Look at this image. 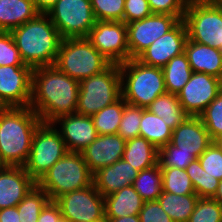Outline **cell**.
<instances>
[{"label":"cell","instance_id":"cell-23","mask_svg":"<svg viewBox=\"0 0 222 222\" xmlns=\"http://www.w3.org/2000/svg\"><path fill=\"white\" fill-rule=\"evenodd\" d=\"M105 218L139 215L144 201L132 185L104 197Z\"/></svg>","mask_w":222,"mask_h":222},{"label":"cell","instance_id":"cell-22","mask_svg":"<svg viewBox=\"0 0 222 222\" xmlns=\"http://www.w3.org/2000/svg\"><path fill=\"white\" fill-rule=\"evenodd\" d=\"M184 53L193 72L206 73L222 80V52L219 49L188 39Z\"/></svg>","mask_w":222,"mask_h":222},{"label":"cell","instance_id":"cell-42","mask_svg":"<svg viewBox=\"0 0 222 222\" xmlns=\"http://www.w3.org/2000/svg\"><path fill=\"white\" fill-rule=\"evenodd\" d=\"M153 14H167L176 16L179 20L184 18L189 0H147Z\"/></svg>","mask_w":222,"mask_h":222},{"label":"cell","instance_id":"cell-43","mask_svg":"<svg viewBox=\"0 0 222 222\" xmlns=\"http://www.w3.org/2000/svg\"><path fill=\"white\" fill-rule=\"evenodd\" d=\"M139 217L140 222H173L158 200L144 202Z\"/></svg>","mask_w":222,"mask_h":222},{"label":"cell","instance_id":"cell-3","mask_svg":"<svg viewBox=\"0 0 222 222\" xmlns=\"http://www.w3.org/2000/svg\"><path fill=\"white\" fill-rule=\"evenodd\" d=\"M46 16L39 13L10 32L22 61L32 68L54 65L63 39Z\"/></svg>","mask_w":222,"mask_h":222},{"label":"cell","instance_id":"cell-10","mask_svg":"<svg viewBox=\"0 0 222 222\" xmlns=\"http://www.w3.org/2000/svg\"><path fill=\"white\" fill-rule=\"evenodd\" d=\"M48 16L62 38L87 37L96 23L90 0H58Z\"/></svg>","mask_w":222,"mask_h":222},{"label":"cell","instance_id":"cell-46","mask_svg":"<svg viewBox=\"0 0 222 222\" xmlns=\"http://www.w3.org/2000/svg\"><path fill=\"white\" fill-rule=\"evenodd\" d=\"M0 222H20L17 207L0 209Z\"/></svg>","mask_w":222,"mask_h":222},{"label":"cell","instance_id":"cell-39","mask_svg":"<svg viewBox=\"0 0 222 222\" xmlns=\"http://www.w3.org/2000/svg\"><path fill=\"white\" fill-rule=\"evenodd\" d=\"M195 159L192 153L176 151V146L168 143L159 149L158 163L161 167H175L186 169V167Z\"/></svg>","mask_w":222,"mask_h":222},{"label":"cell","instance_id":"cell-34","mask_svg":"<svg viewBox=\"0 0 222 222\" xmlns=\"http://www.w3.org/2000/svg\"><path fill=\"white\" fill-rule=\"evenodd\" d=\"M163 174L162 191L176 195L196 194L186 169L161 167Z\"/></svg>","mask_w":222,"mask_h":222},{"label":"cell","instance_id":"cell-18","mask_svg":"<svg viewBox=\"0 0 222 222\" xmlns=\"http://www.w3.org/2000/svg\"><path fill=\"white\" fill-rule=\"evenodd\" d=\"M126 141L119 134L98 135L81 153L89 170L96 171L123 158Z\"/></svg>","mask_w":222,"mask_h":222},{"label":"cell","instance_id":"cell-12","mask_svg":"<svg viewBox=\"0 0 222 222\" xmlns=\"http://www.w3.org/2000/svg\"><path fill=\"white\" fill-rule=\"evenodd\" d=\"M86 38L112 64L130 60L127 26L123 21H96Z\"/></svg>","mask_w":222,"mask_h":222},{"label":"cell","instance_id":"cell-28","mask_svg":"<svg viewBox=\"0 0 222 222\" xmlns=\"http://www.w3.org/2000/svg\"><path fill=\"white\" fill-rule=\"evenodd\" d=\"M173 130L161 117L144 109L140 122L139 136L148 140L158 150L171 141Z\"/></svg>","mask_w":222,"mask_h":222},{"label":"cell","instance_id":"cell-26","mask_svg":"<svg viewBox=\"0 0 222 222\" xmlns=\"http://www.w3.org/2000/svg\"><path fill=\"white\" fill-rule=\"evenodd\" d=\"M147 110L161 117L172 130L189 116L181 106L177 95L169 92L158 96Z\"/></svg>","mask_w":222,"mask_h":222},{"label":"cell","instance_id":"cell-33","mask_svg":"<svg viewBox=\"0 0 222 222\" xmlns=\"http://www.w3.org/2000/svg\"><path fill=\"white\" fill-rule=\"evenodd\" d=\"M186 172L189 175L195 193L199 198H213L215 196L219 180L204 171L198 158L186 167Z\"/></svg>","mask_w":222,"mask_h":222},{"label":"cell","instance_id":"cell-45","mask_svg":"<svg viewBox=\"0 0 222 222\" xmlns=\"http://www.w3.org/2000/svg\"><path fill=\"white\" fill-rule=\"evenodd\" d=\"M61 216L58 205L50 200L42 209L37 222H57Z\"/></svg>","mask_w":222,"mask_h":222},{"label":"cell","instance_id":"cell-5","mask_svg":"<svg viewBox=\"0 0 222 222\" xmlns=\"http://www.w3.org/2000/svg\"><path fill=\"white\" fill-rule=\"evenodd\" d=\"M93 184V174L82 153L68 151L37 182L50 200L65 193L81 190Z\"/></svg>","mask_w":222,"mask_h":222},{"label":"cell","instance_id":"cell-27","mask_svg":"<svg viewBox=\"0 0 222 222\" xmlns=\"http://www.w3.org/2000/svg\"><path fill=\"white\" fill-rule=\"evenodd\" d=\"M198 199L196 194L176 195L162 191L157 200L173 222H188Z\"/></svg>","mask_w":222,"mask_h":222},{"label":"cell","instance_id":"cell-47","mask_svg":"<svg viewBox=\"0 0 222 222\" xmlns=\"http://www.w3.org/2000/svg\"><path fill=\"white\" fill-rule=\"evenodd\" d=\"M39 13L47 14L58 0H32Z\"/></svg>","mask_w":222,"mask_h":222},{"label":"cell","instance_id":"cell-31","mask_svg":"<svg viewBox=\"0 0 222 222\" xmlns=\"http://www.w3.org/2000/svg\"><path fill=\"white\" fill-rule=\"evenodd\" d=\"M125 104V100L121 97L91 116L98 135L117 134Z\"/></svg>","mask_w":222,"mask_h":222},{"label":"cell","instance_id":"cell-49","mask_svg":"<svg viewBox=\"0 0 222 222\" xmlns=\"http://www.w3.org/2000/svg\"><path fill=\"white\" fill-rule=\"evenodd\" d=\"M213 199L222 204V180L219 181L218 189Z\"/></svg>","mask_w":222,"mask_h":222},{"label":"cell","instance_id":"cell-14","mask_svg":"<svg viewBox=\"0 0 222 222\" xmlns=\"http://www.w3.org/2000/svg\"><path fill=\"white\" fill-rule=\"evenodd\" d=\"M222 91V80L201 72H193L177 97L189 116H199Z\"/></svg>","mask_w":222,"mask_h":222},{"label":"cell","instance_id":"cell-44","mask_svg":"<svg viewBox=\"0 0 222 222\" xmlns=\"http://www.w3.org/2000/svg\"><path fill=\"white\" fill-rule=\"evenodd\" d=\"M152 14L147 0H125L123 22L144 19Z\"/></svg>","mask_w":222,"mask_h":222},{"label":"cell","instance_id":"cell-30","mask_svg":"<svg viewBox=\"0 0 222 222\" xmlns=\"http://www.w3.org/2000/svg\"><path fill=\"white\" fill-rule=\"evenodd\" d=\"M163 174L157 165L138 172L133 181V188L140 194L144 202L157 200L162 193Z\"/></svg>","mask_w":222,"mask_h":222},{"label":"cell","instance_id":"cell-48","mask_svg":"<svg viewBox=\"0 0 222 222\" xmlns=\"http://www.w3.org/2000/svg\"><path fill=\"white\" fill-rule=\"evenodd\" d=\"M106 222H140L139 215H129L121 218H105Z\"/></svg>","mask_w":222,"mask_h":222},{"label":"cell","instance_id":"cell-1","mask_svg":"<svg viewBox=\"0 0 222 222\" xmlns=\"http://www.w3.org/2000/svg\"><path fill=\"white\" fill-rule=\"evenodd\" d=\"M79 81L55 65L33 68L32 96L29 107L42 123H53L63 115L76 113Z\"/></svg>","mask_w":222,"mask_h":222},{"label":"cell","instance_id":"cell-16","mask_svg":"<svg viewBox=\"0 0 222 222\" xmlns=\"http://www.w3.org/2000/svg\"><path fill=\"white\" fill-rule=\"evenodd\" d=\"M187 40V28L182 19L170 31L156 39L137 59L143 64L163 68L173 57L184 53Z\"/></svg>","mask_w":222,"mask_h":222},{"label":"cell","instance_id":"cell-2","mask_svg":"<svg viewBox=\"0 0 222 222\" xmlns=\"http://www.w3.org/2000/svg\"><path fill=\"white\" fill-rule=\"evenodd\" d=\"M41 123L29 106L0 108V156L7 166L25 165L34 132Z\"/></svg>","mask_w":222,"mask_h":222},{"label":"cell","instance_id":"cell-53","mask_svg":"<svg viewBox=\"0 0 222 222\" xmlns=\"http://www.w3.org/2000/svg\"><path fill=\"white\" fill-rule=\"evenodd\" d=\"M57 222H70L66 217H64V216H61L58 220H57Z\"/></svg>","mask_w":222,"mask_h":222},{"label":"cell","instance_id":"cell-52","mask_svg":"<svg viewBox=\"0 0 222 222\" xmlns=\"http://www.w3.org/2000/svg\"><path fill=\"white\" fill-rule=\"evenodd\" d=\"M7 165L2 161L0 156V171H2Z\"/></svg>","mask_w":222,"mask_h":222},{"label":"cell","instance_id":"cell-7","mask_svg":"<svg viewBox=\"0 0 222 222\" xmlns=\"http://www.w3.org/2000/svg\"><path fill=\"white\" fill-rule=\"evenodd\" d=\"M122 80L118 64H111L99 74L79 82L76 113L93 116L122 97Z\"/></svg>","mask_w":222,"mask_h":222},{"label":"cell","instance_id":"cell-11","mask_svg":"<svg viewBox=\"0 0 222 222\" xmlns=\"http://www.w3.org/2000/svg\"><path fill=\"white\" fill-rule=\"evenodd\" d=\"M61 215L70 222H106L105 200L94 184L56 198Z\"/></svg>","mask_w":222,"mask_h":222},{"label":"cell","instance_id":"cell-4","mask_svg":"<svg viewBox=\"0 0 222 222\" xmlns=\"http://www.w3.org/2000/svg\"><path fill=\"white\" fill-rule=\"evenodd\" d=\"M119 67L122 98L126 103L147 109L158 96L167 92L162 68L143 64L137 58L130 59Z\"/></svg>","mask_w":222,"mask_h":222},{"label":"cell","instance_id":"cell-29","mask_svg":"<svg viewBox=\"0 0 222 222\" xmlns=\"http://www.w3.org/2000/svg\"><path fill=\"white\" fill-rule=\"evenodd\" d=\"M166 91L178 94L193 73L185 53L173 57L163 68Z\"/></svg>","mask_w":222,"mask_h":222},{"label":"cell","instance_id":"cell-36","mask_svg":"<svg viewBox=\"0 0 222 222\" xmlns=\"http://www.w3.org/2000/svg\"><path fill=\"white\" fill-rule=\"evenodd\" d=\"M144 109L128 103L125 104L117 132L125 141L139 136L140 122Z\"/></svg>","mask_w":222,"mask_h":222},{"label":"cell","instance_id":"cell-6","mask_svg":"<svg viewBox=\"0 0 222 222\" xmlns=\"http://www.w3.org/2000/svg\"><path fill=\"white\" fill-rule=\"evenodd\" d=\"M111 64L86 37H79L62 39L54 65L80 82L101 73Z\"/></svg>","mask_w":222,"mask_h":222},{"label":"cell","instance_id":"cell-19","mask_svg":"<svg viewBox=\"0 0 222 222\" xmlns=\"http://www.w3.org/2000/svg\"><path fill=\"white\" fill-rule=\"evenodd\" d=\"M57 122L62 125L59 132L68 151L81 153L98 136L91 116L72 113L57 118L52 124Z\"/></svg>","mask_w":222,"mask_h":222},{"label":"cell","instance_id":"cell-38","mask_svg":"<svg viewBox=\"0 0 222 222\" xmlns=\"http://www.w3.org/2000/svg\"><path fill=\"white\" fill-rule=\"evenodd\" d=\"M96 21H123L125 0H90Z\"/></svg>","mask_w":222,"mask_h":222},{"label":"cell","instance_id":"cell-35","mask_svg":"<svg viewBox=\"0 0 222 222\" xmlns=\"http://www.w3.org/2000/svg\"><path fill=\"white\" fill-rule=\"evenodd\" d=\"M199 117L213 141L222 136V91Z\"/></svg>","mask_w":222,"mask_h":222},{"label":"cell","instance_id":"cell-9","mask_svg":"<svg viewBox=\"0 0 222 222\" xmlns=\"http://www.w3.org/2000/svg\"><path fill=\"white\" fill-rule=\"evenodd\" d=\"M51 126V123L38 126L32 138L29 157L23 166L36 183L68 152L60 132Z\"/></svg>","mask_w":222,"mask_h":222},{"label":"cell","instance_id":"cell-50","mask_svg":"<svg viewBox=\"0 0 222 222\" xmlns=\"http://www.w3.org/2000/svg\"><path fill=\"white\" fill-rule=\"evenodd\" d=\"M215 6L222 8V0H210Z\"/></svg>","mask_w":222,"mask_h":222},{"label":"cell","instance_id":"cell-17","mask_svg":"<svg viewBox=\"0 0 222 222\" xmlns=\"http://www.w3.org/2000/svg\"><path fill=\"white\" fill-rule=\"evenodd\" d=\"M206 127L199 116H188L172 133L170 143L176 146V151L192 153L198 158L211 144Z\"/></svg>","mask_w":222,"mask_h":222},{"label":"cell","instance_id":"cell-40","mask_svg":"<svg viewBox=\"0 0 222 222\" xmlns=\"http://www.w3.org/2000/svg\"><path fill=\"white\" fill-rule=\"evenodd\" d=\"M201 167L210 176L222 180V149L213 141L198 157Z\"/></svg>","mask_w":222,"mask_h":222},{"label":"cell","instance_id":"cell-8","mask_svg":"<svg viewBox=\"0 0 222 222\" xmlns=\"http://www.w3.org/2000/svg\"><path fill=\"white\" fill-rule=\"evenodd\" d=\"M188 39L222 52V8L210 0H189L183 18Z\"/></svg>","mask_w":222,"mask_h":222},{"label":"cell","instance_id":"cell-13","mask_svg":"<svg viewBox=\"0 0 222 222\" xmlns=\"http://www.w3.org/2000/svg\"><path fill=\"white\" fill-rule=\"evenodd\" d=\"M180 20L167 14H151L126 24L130 59L137 58L156 39L170 31Z\"/></svg>","mask_w":222,"mask_h":222},{"label":"cell","instance_id":"cell-41","mask_svg":"<svg viewBox=\"0 0 222 222\" xmlns=\"http://www.w3.org/2000/svg\"><path fill=\"white\" fill-rule=\"evenodd\" d=\"M29 66L24 64L10 32L0 31V66Z\"/></svg>","mask_w":222,"mask_h":222},{"label":"cell","instance_id":"cell-32","mask_svg":"<svg viewBox=\"0 0 222 222\" xmlns=\"http://www.w3.org/2000/svg\"><path fill=\"white\" fill-rule=\"evenodd\" d=\"M50 201L47 193L38 185L33 187L16 206L20 222H37L42 209Z\"/></svg>","mask_w":222,"mask_h":222},{"label":"cell","instance_id":"cell-24","mask_svg":"<svg viewBox=\"0 0 222 222\" xmlns=\"http://www.w3.org/2000/svg\"><path fill=\"white\" fill-rule=\"evenodd\" d=\"M38 14L32 0H0V31L11 32Z\"/></svg>","mask_w":222,"mask_h":222},{"label":"cell","instance_id":"cell-20","mask_svg":"<svg viewBox=\"0 0 222 222\" xmlns=\"http://www.w3.org/2000/svg\"><path fill=\"white\" fill-rule=\"evenodd\" d=\"M37 183L21 166L0 171V209L16 207Z\"/></svg>","mask_w":222,"mask_h":222},{"label":"cell","instance_id":"cell-51","mask_svg":"<svg viewBox=\"0 0 222 222\" xmlns=\"http://www.w3.org/2000/svg\"><path fill=\"white\" fill-rule=\"evenodd\" d=\"M215 142L218 144V146L222 149V136H220L218 139L215 140Z\"/></svg>","mask_w":222,"mask_h":222},{"label":"cell","instance_id":"cell-21","mask_svg":"<svg viewBox=\"0 0 222 222\" xmlns=\"http://www.w3.org/2000/svg\"><path fill=\"white\" fill-rule=\"evenodd\" d=\"M138 171L123 158L93 174L95 188L106 197L133 184Z\"/></svg>","mask_w":222,"mask_h":222},{"label":"cell","instance_id":"cell-15","mask_svg":"<svg viewBox=\"0 0 222 222\" xmlns=\"http://www.w3.org/2000/svg\"><path fill=\"white\" fill-rule=\"evenodd\" d=\"M30 66H0V106L28 107L32 96Z\"/></svg>","mask_w":222,"mask_h":222},{"label":"cell","instance_id":"cell-37","mask_svg":"<svg viewBox=\"0 0 222 222\" xmlns=\"http://www.w3.org/2000/svg\"><path fill=\"white\" fill-rule=\"evenodd\" d=\"M188 222H222V204L213 198H199Z\"/></svg>","mask_w":222,"mask_h":222},{"label":"cell","instance_id":"cell-25","mask_svg":"<svg viewBox=\"0 0 222 222\" xmlns=\"http://www.w3.org/2000/svg\"><path fill=\"white\" fill-rule=\"evenodd\" d=\"M158 156L159 150L141 136L125 143L123 159L138 172L157 165Z\"/></svg>","mask_w":222,"mask_h":222}]
</instances>
